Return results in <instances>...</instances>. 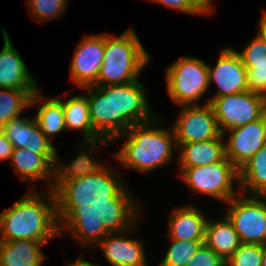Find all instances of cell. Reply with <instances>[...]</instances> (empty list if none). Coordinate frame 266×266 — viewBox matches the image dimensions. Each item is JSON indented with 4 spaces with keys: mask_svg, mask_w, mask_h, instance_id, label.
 Segmentation results:
<instances>
[{
    "mask_svg": "<svg viewBox=\"0 0 266 266\" xmlns=\"http://www.w3.org/2000/svg\"><path fill=\"white\" fill-rule=\"evenodd\" d=\"M261 266H266V245H264L263 260Z\"/></svg>",
    "mask_w": 266,
    "mask_h": 266,
    "instance_id": "37",
    "label": "cell"
},
{
    "mask_svg": "<svg viewBox=\"0 0 266 266\" xmlns=\"http://www.w3.org/2000/svg\"><path fill=\"white\" fill-rule=\"evenodd\" d=\"M11 167L24 182L49 180L52 190L54 182V165L42 154L34 153L27 148L14 149L10 158Z\"/></svg>",
    "mask_w": 266,
    "mask_h": 266,
    "instance_id": "20",
    "label": "cell"
},
{
    "mask_svg": "<svg viewBox=\"0 0 266 266\" xmlns=\"http://www.w3.org/2000/svg\"><path fill=\"white\" fill-rule=\"evenodd\" d=\"M209 86L216 84L217 93L213 98L241 93L248 90L247 73L237 51L231 47L223 48L215 66L208 65Z\"/></svg>",
    "mask_w": 266,
    "mask_h": 266,
    "instance_id": "14",
    "label": "cell"
},
{
    "mask_svg": "<svg viewBox=\"0 0 266 266\" xmlns=\"http://www.w3.org/2000/svg\"><path fill=\"white\" fill-rule=\"evenodd\" d=\"M177 120L173 123L176 144L204 141L221 135L217 119L210 103L204 105H181Z\"/></svg>",
    "mask_w": 266,
    "mask_h": 266,
    "instance_id": "11",
    "label": "cell"
},
{
    "mask_svg": "<svg viewBox=\"0 0 266 266\" xmlns=\"http://www.w3.org/2000/svg\"><path fill=\"white\" fill-rule=\"evenodd\" d=\"M169 238L178 240H205L208 219L199 208L185 205L175 208L169 215Z\"/></svg>",
    "mask_w": 266,
    "mask_h": 266,
    "instance_id": "18",
    "label": "cell"
},
{
    "mask_svg": "<svg viewBox=\"0 0 266 266\" xmlns=\"http://www.w3.org/2000/svg\"><path fill=\"white\" fill-rule=\"evenodd\" d=\"M237 53L245 68L266 67V42L257 35Z\"/></svg>",
    "mask_w": 266,
    "mask_h": 266,
    "instance_id": "30",
    "label": "cell"
},
{
    "mask_svg": "<svg viewBox=\"0 0 266 266\" xmlns=\"http://www.w3.org/2000/svg\"><path fill=\"white\" fill-rule=\"evenodd\" d=\"M1 130L14 149L27 148L34 153L42 154L55 166L57 151L53 143L42 133L35 118H13Z\"/></svg>",
    "mask_w": 266,
    "mask_h": 266,
    "instance_id": "15",
    "label": "cell"
},
{
    "mask_svg": "<svg viewBox=\"0 0 266 266\" xmlns=\"http://www.w3.org/2000/svg\"><path fill=\"white\" fill-rule=\"evenodd\" d=\"M224 136L204 141L176 144L181 168L207 166L218 162L226 156Z\"/></svg>",
    "mask_w": 266,
    "mask_h": 266,
    "instance_id": "19",
    "label": "cell"
},
{
    "mask_svg": "<svg viewBox=\"0 0 266 266\" xmlns=\"http://www.w3.org/2000/svg\"><path fill=\"white\" fill-rule=\"evenodd\" d=\"M186 266H226V261L203 243Z\"/></svg>",
    "mask_w": 266,
    "mask_h": 266,
    "instance_id": "32",
    "label": "cell"
},
{
    "mask_svg": "<svg viewBox=\"0 0 266 266\" xmlns=\"http://www.w3.org/2000/svg\"><path fill=\"white\" fill-rule=\"evenodd\" d=\"M13 144L5 136L4 132L0 129V161L9 160L13 153Z\"/></svg>",
    "mask_w": 266,
    "mask_h": 266,
    "instance_id": "34",
    "label": "cell"
},
{
    "mask_svg": "<svg viewBox=\"0 0 266 266\" xmlns=\"http://www.w3.org/2000/svg\"><path fill=\"white\" fill-rule=\"evenodd\" d=\"M147 94L146 86L138 80L113 85L114 140L132 125L148 122L156 116Z\"/></svg>",
    "mask_w": 266,
    "mask_h": 266,
    "instance_id": "8",
    "label": "cell"
},
{
    "mask_svg": "<svg viewBox=\"0 0 266 266\" xmlns=\"http://www.w3.org/2000/svg\"><path fill=\"white\" fill-rule=\"evenodd\" d=\"M150 61L138 35L131 28L120 36L105 33L104 58L95 86L126 84L138 80Z\"/></svg>",
    "mask_w": 266,
    "mask_h": 266,
    "instance_id": "5",
    "label": "cell"
},
{
    "mask_svg": "<svg viewBox=\"0 0 266 266\" xmlns=\"http://www.w3.org/2000/svg\"><path fill=\"white\" fill-rule=\"evenodd\" d=\"M78 260L76 262H68V264L66 266H96V263L90 262L88 260H83V256H79V258H77Z\"/></svg>",
    "mask_w": 266,
    "mask_h": 266,
    "instance_id": "36",
    "label": "cell"
},
{
    "mask_svg": "<svg viewBox=\"0 0 266 266\" xmlns=\"http://www.w3.org/2000/svg\"><path fill=\"white\" fill-rule=\"evenodd\" d=\"M90 119L94 133L109 141H114L113 85L86 86Z\"/></svg>",
    "mask_w": 266,
    "mask_h": 266,
    "instance_id": "17",
    "label": "cell"
},
{
    "mask_svg": "<svg viewBox=\"0 0 266 266\" xmlns=\"http://www.w3.org/2000/svg\"><path fill=\"white\" fill-rule=\"evenodd\" d=\"M83 143L79 154L69 164L58 165L57 154L52 191L73 210L115 208L136 203L129 190L127 191L123 185L124 181L120 171L117 172L104 163L100 164L92 157L94 151L100 150L103 145L109 144L111 141L96 138L83 140Z\"/></svg>",
    "mask_w": 266,
    "mask_h": 266,
    "instance_id": "1",
    "label": "cell"
},
{
    "mask_svg": "<svg viewBox=\"0 0 266 266\" xmlns=\"http://www.w3.org/2000/svg\"><path fill=\"white\" fill-rule=\"evenodd\" d=\"M167 93L178 106L195 105L209 86L208 64L196 57H181L166 71Z\"/></svg>",
    "mask_w": 266,
    "mask_h": 266,
    "instance_id": "6",
    "label": "cell"
},
{
    "mask_svg": "<svg viewBox=\"0 0 266 266\" xmlns=\"http://www.w3.org/2000/svg\"><path fill=\"white\" fill-rule=\"evenodd\" d=\"M165 7L192 15H206L213 12L212 0H152Z\"/></svg>",
    "mask_w": 266,
    "mask_h": 266,
    "instance_id": "31",
    "label": "cell"
},
{
    "mask_svg": "<svg viewBox=\"0 0 266 266\" xmlns=\"http://www.w3.org/2000/svg\"><path fill=\"white\" fill-rule=\"evenodd\" d=\"M223 217L221 220L207 221L204 243L227 261L242 242L232 221L227 215Z\"/></svg>",
    "mask_w": 266,
    "mask_h": 266,
    "instance_id": "22",
    "label": "cell"
},
{
    "mask_svg": "<svg viewBox=\"0 0 266 266\" xmlns=\"http://www.w3.org/2000/svg\"><path fill=\"white\" fill-rule=\"evenodd\" d=\"M264 245L242 243L228 258L226 266H261Z\"/></svg>",
    "mask_w": 266,
    "mask_h": 266,
    "instance_id": "29",
    "label": "cell"
},
{
    "mask_svg": "<svg viewBox=\"0 0 266 266\" xmlns=\"http://www.w3.org/2000/svg\"><path fill=\"white\" fill-rule=\"evenodd\" d=\"M37 91L0 88V129L30 107L32 96Z\"/></svg>",
    "mask_w": 266,
    "mask_h": 266,
    "instance_id": "26",
    "label": "cell"
},
{
    "mask_svg": "<svg viewBox=\"0 0 266 266\" xmlns=\"http://www.w3.org/2000/svg\"><path fill=\"white\" fill-rule=\"evenodd\" d=\"M223 136L229 137L225 143L226 157L239 170L266 144V113L255 121L228 130Z\"/></svg>",
    "mask_w": 266,
    "mask_h": 266,
    "instance_id": "12",
    "label": "cell"
},
{
    "mask_svg": "<svg viewBox=\"0 0 266 266\" xmlns=\"http://www.w3.org/2000/svg\"><path fill=\"white\" fill-rule=\"evenodd\" d=\"M66 130H82L83 140L99 138L93 131L87 96L78 94L62 101Z\"/></svg>",
    "mask_w": 266,
    "mask_h": 266,
    "instance_id": "25",
    "label": "cell"
},
{
    "mask_svg": "<svg viewBox=\"0 0 266 266\" xmlns=\"http://www.w3.org/2000/svg\"><path fill=\"white\" fill-rule=\"evenodd\" d=\"M28 191L0 214V241L48 242L63 231L73 236L74 210L50 189L44 198L34 189Z\"/></svg>",
    "mask_w": 266,
    "mask_h": 266,
    "instance_id": "3",
    "label": "cell"
},
{
    "mask_svg": "<svg viewBox=\"0 0 266 266\" xmlns=\"http://www.w3.org/2000/svg\"><path fill=\"white\" fill-rule=\"evenodd\" d=\"M242 195L239 193L227 202L230 207L225 214L242 243L266 245V196Z\"/></svg>",
    "mask_w": 266,
    "mask_h": 266,
    "instance_id": "10",
    "label": "cell"
},
{
    "mask_svg": "<svg viewBox=\"0 0 266 266\" xmlns=\"http://www.w3.org/2000/svg\"><path fill=\"white\" fill-rule=\"evenodd\" d=\"M31 17L49 21L61 17L66 11L67 0H27Z\"/></svg>",
    "mask_w": 266,
    "mask_h": 266,
    "instance_id": "28",
    "label": "cell"
},
{
    "mask_svg": "<svg viewBox=\"0 0 266 266\" xmlns=\"http://www.w3.org/2000/svg\"><path fill=\"white\" fill-rule=\"evenodd\" d=\"M239 186L243 195L266 196V144L239 169Z\"/></svg>",
    "mask_w": 266,
    "mask_h": 266,
    "instance_id": "24",
    "label": "cell"
},
{
    "mask_svg": "<svg viewBox=\"0 0 266 266\" xmlns=\"http://www.w3.org/2000/svg\"><path fill=\"white\" fill-rule=\"evenodd\" d=\"M258 32L257 36H259L262 40L266 42V12L263 13L262 18L259 20Z\"/></svg>",
    "mask_w": 266,
    "mask_h": 266,
    "instance_id": "35",
    "label": "cell"
},
{
    "mask_svg": "<svg viewBox=\"0 0 266 266\" xmlns=\"http://www.w3.org/2000/svg\"><path fill=\"white\" fill-rule=\"evenodd\" d=\"M137 205L136 202L115 208L76 209L70 237L82 247L99 245L105 260L113 266H148L142 239L125 236L141 217Z\"/></svg>",
    "mask_w": 266,
    "mask_h": 266,
    "instance_id": "2",
    "label": "cell"
},
{
    "mask_svg": "<svg viewBox=\"0 0 266 266\" xmlns=\"http://www.w3.org/2000/svg\"><path fill=\"white\" fill-rule=\"evenodd\" d=\"M222 135L261 118L266 113V97L251 91L213 98L210 102Z\"/></svg>",
    "mask_w": 266,
    "mask_h": 266,
    "instance_id": "9",
    "label": "cell"
},
{
    "mask_svg": "<svg viewBox=\"0 0 266 266\" xmlns=\"http://www.w3.org/2000/svg\"><path fill=\"white\" fill-rule=\"evenodd\" d=\"M179 176L193 192H200L227 203L237 194L234 183L239 185V170L225 156L207 166L181 168Z\"/></svg>",
    "mask_w": 266,
    "mask_h": 266,
    "instance_id": "7",
    "label": "cell"
},
{
    "mask_svg": "<svg viewBox=\"0 0 266 266\" xmlns=\"http://www.w3.org/2000/svg\"><path fill=\"white\" fill-rule=\"evenodd\" d=\"M76 47L70 65L71 80L77 84V88L94 85L103 63L105 33L85 35Z\"/></svg>",
    "mask_w": 266,
    "mask_h": 266,
    "instance_id": "13",
    "label": "cell"
},
{
    "mask_svg": "<svg viewBox=\"0 0 266 266\" xmlns=\"http://www.w3.org/2000/svg\"><path fill=\"white\" fill-rule=\"evenodd\" d=\"M248 91L266 97V67L246 68Z\"/></svg>",
    "mask_w": 266,
    "mask_h": 266,
    "instance_id": "33",
    "label": "cell"
},
{
    "mask_svg": "<svg viewBox=\"0 0 266 266\" xmlns=\"http://www.w3.org/2000/svg\"><path fill=\"white\" fill-rule=\"evenodd\" d=\"M155 118L132 125L117 137H127L121 149L113 154L123 167L147 173L173 159V150L177 147L173 129L160 127L158 123L161 121Z\"/></svg>",
    "mask_w": 266,
    "mask_h": 266,
    "instance_id": "4",
    "label": "cell"
},
{
    "mask_svg": "<svg viewBox=\"0 0 266 266\" xmlns=\"http://www.w3.org/2000/svg\"><path fill=\"white\" fill-rule=\"evenodd\" d=\"M4 46L0 51V88L15 90H39L6 29L2 27Z\"/></svg>",
    "mask_w": 266,
    "mask_h": 266,
    "instance_id": "16",
    "label": "cell"
},
{
    "mask_svg": "<svg viewBox=\"0 0 266 266\" xmlns=\"http://www.w3.org/2000/svg\"><path fill=\"white\" fill-rule=\"evenodd\" d=\"M47 242L30 240L0 241V266H42L40 246Z\"/></svg>",
    "mask_w": 266,
    "mask_h": 266,
    "instance_id": "21",
    "label": "cell"
},
{
    "mask_svg": "<svg viewBox=\"0 0 266 266\" xmlns=\"http://www.w3.org/2000/svg\"><path fill=\"white\" fill-rule=\"evenodd\" d=\"M39 102L42 104H40L35 120L42 133L52 142L54 137L58 136L57 133L66 130L62 100L56 97L45 99L41 91L38 90L33 94L30 106L32 107V105L34 106Z\"/></svg>",
    "mask_w": 266,
    "mask_h": 266,
    "instance_id": "23",
    "label": "cell"
},
{
    "mask_svg": "<svg viewBox=\"0 0 266 266\" xmlns=\"http://www.w3.org/2000/svg\"><path fill=\"white\" fill-rule=\"evenodd\" d=\"M172 244L165 252L159 266H186V263L196 254L205 240L171 239Z\"/></svg>",
    "mask_w": 266,
    "mask_h": 266,
    "instance_id": "27",
    "label": "cell"
}]
</instances>
